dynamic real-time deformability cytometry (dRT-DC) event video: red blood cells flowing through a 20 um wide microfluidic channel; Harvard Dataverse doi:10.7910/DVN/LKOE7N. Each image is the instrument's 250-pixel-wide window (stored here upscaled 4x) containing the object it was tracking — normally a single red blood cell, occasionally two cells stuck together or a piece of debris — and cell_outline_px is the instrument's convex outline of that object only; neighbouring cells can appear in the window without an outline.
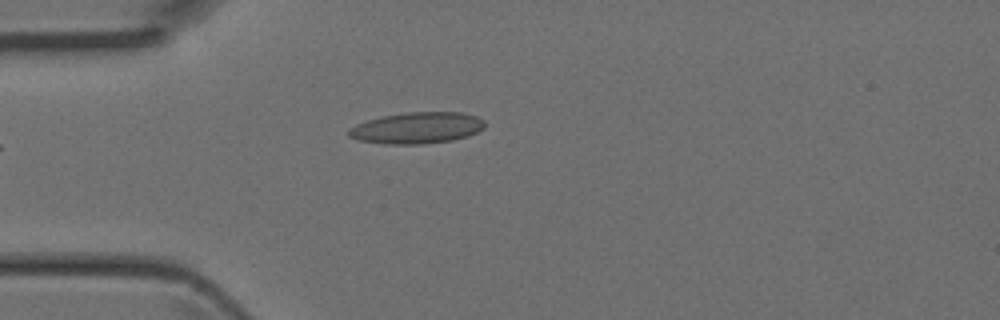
{"species": "Egyptian fruit bat (a non-hibernating species)", "species_latin": "Rousettus aegyptiacus", "temperature_condition": "room temperature", "stored_images_in_passage": 1, "camera_frame_rate_fps": 3000, "um_per_image_px": 0.085, "animal": {"sex": "female"}, "frame": {"image": 1, "passage_image": 1, "time_ms": 0.0, "image_size_px": [1000, 320], "cell_outline_px": [[484, 128], [468, 136], [452, 140], [420, 144], [384, 144], [356, 140], [348, 136], [348, 128], [356, 124], [368, 120], [384, 116], [408, 112], [460, 112], [476, 116], [484, 120]], "centroid_in_image_um": [35.42, 10.88], "position_along_channel_um": 49.6, "area_um2": 24.85}}